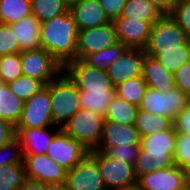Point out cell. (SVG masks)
<instances>
[{
  "label": "cell",
  "mask_w": 190,
  "mask_h": 190,
  "mask_svg": "<svg viewBox=\"0 0 190 190\" xmlns=\"http://www.w3.org/2000/svg\"><path fill=\"white\" fill-rule=\"evenodd\" d=\"M24 107V101L18 98L6 83L0 82V118L16 126Z\"/></svg>",
  "instance_id": "cb8c5ba5"
},
{
  "label": "cell",
  "mask_w": 190,
  "mask_h": 190,
  "mask_svg": "<svg viewBox=\"0 0 190 190\" xmlns=\"http://www.w3.org/2000/svg\"><path fill=\"white\" fill-rule=\"evenodd\" d=\"M31 14V0H0V23H15Z\"/></svg>",
  "instance_id": "f546056e"
},
{
  "label": "cell",
  "mask_w": 190,
  "mask_h": 190,
  "mask_svg": "<svg viewBox=\"0 0 190 190\" xmlns=\"http://www.w3.org/2000/svg\"><path fill=\"white\" fill-rule=\"evenodd\" d=\"M140 144H130L123 146L110 147L106 153L116 159H121L122 162L128 163L134 166V163L138 157Z\"/></svg>",
  "instance_id": "ab89813d"
},
{
  "label": "cell",
  "mask_w": 190,
  "mask_h": 190,
  "mask_svg": "<svg viewBox=\"0 0 190 190\" xmlns=\"http://www.w3.org/2000/svg\"><path fill=\"white\" fill-rule=\"evenodd\" d=\"M122 16L145 20L154 24L163 14L149 0H127Z\"/></svg>",
  "instance_id": "f1b7e54d"
},
{
  "label": "cell",
  "mask_w": 190,
  "mask_h": 190,
  "mask_svg": "<svg viewBox=\"0 0 190 190\" xmlns=\"http://www.w3.org/2000/svg\"><path fill=\"white\" fill-rule=\"evenodd\" d=\"M45 87L50 94L54 125L62 128L81 108L79 91L64 71Z\"/></svg>",
  "instance_id": "3957f363"
},
{
  "label": "cell",
  "mask_w": 190,
  "mask_h": 190,
  "mask_svg": "<svg viewBox=\"0 0 190 190\" xmlns=\"http://www.w3.org/2000/svg\"><path fill=\"white\" fill-rule=\"evenodd\" d=\"M176 134L173 125L168 130L141 137L138 157L134 163L137 179L143 174L174 165Z\"/></svg>",
  "instance_id": "7a4b0ae2"
},
{
  "label": "cell",
  "mask_w": 190,
  "mask_h": 190,
  "mask_svg": "<svg viewBox=\"0 0 190 190\" xmlns=\"http://www.w3.org/2000/svg\"><path fill=\"white\" fill-rule=\"evenodd\" d=\"M16 136L15 126L0 118V148Z\"/></svg>",
  "instance_id": "ee69618b"
},
{
  "label": "cell",
  "mask_w": 190,
  "mask_h": 190,
  "mask_svg": "<svg viewBox=\"0 0 190 190\" xmlns=\"http://www.w3.org/2000/svg\"><path fill=\"white\" fill-rule=\"evenodd\" d=\"M7 85L9 89L23 101L28 100L45 87L41 81L24 75L8 82Z\"/></svg>",
  "instance_id": "836d02e7"
},
{
  "label": "cell",
  "mask_w": 190,
  "mask_h": 190,
  "mask_svg": "<svg viewBox=\"0 0 190 190\" xmlns=\"http://www.w3.org/2000/svg\"><path fill=\"white\" fill-rule=\"evenodd\" d=\"M114 22L78 31L76 59H84L87 55L99 52L117 42Z\"/></svg>",
  "instance_id": "4fadbf2b"
},
{
  "label": "cell",
  "mask_w": 190,
  "mask_h": 190,
  "mask_svg": "<svg viewBox=\"0 0 190 190\" xmlns=\"http://www.w3.org/2000/svg\"><path fill=\"white\" fill-rule=\"evenodd\" d=\"M110 21H114L122 15L127 0H98Z\"/></svg>",
  "instance_id": "b9f144b4"
},
{
  "label": "cell",
  "mask_w": 190,
  "mask_h": 190,
  "mask_svg": "<svg viewBox=\"0 0 190 190\" xmlns=\"http://www.w3.org/2000/svg\"><path fill=\"white\" fill-rule=\"evenodd\" d=\"M189 103L190 98L177 87L163 93L147 87L138 108L156 115L167 116L174 121L179 112Z\"/></svg>",
  "instance_id": "52a82bcc"
},
{
  "label": "cell",
  "mask_w": 190,
  "mask_h": 190,
  "mask_svg": "<svg viewBox=\"0 0 190 190\" xmlns=\"http://www.w3.org/2000/svg\"><path fill=\"white\" fill-rule=\"evenodd\" d=\"M128 47L122 42L117 41L115 44L99 52L87 55L83 61L90 66L96 67L101 71L107 72L110 65L118 60Z\"/></svg>",
  "instance_id": "484cf974"
},
{
  "label": "cell",
  "mask_w": 190,
  "mask_h": 190,
  "mask_svg": "<svg viewBox=\"0 0 190 190\" xmlns=\"http://www.w3.org/2000/svg\"><path fill=\"white\" fill-rule=\"evenodd\" d=\"M69 12L78 31L111 22L98 0H75L70 2Z\"/></svg>",
  "instance_id": "ac0fdd59"
},
{
  "label": "cell",
  "mask_w": 190,
  "mask_h": 190,
  "mask_svg": "<svg viewBox=\"0 0 190 190\" xmlns=\"http://www.w3.org/2000/svg\"><path fill=\"white\" fill-rule=\"evenodd\" d=\"M9 25L17 38L21 52L41 48V23L34 15L31 14Z\"/></svg>",
  "instance_id": "7402d4cb"
},
{
  "label": "cell",
  "mask_w": 190,
  "mask_h": 190,
  "mask_svg": "<svg viewBox=\"0 0 190 190\" xmlns=\"http://www.w3.org/2000/svg\"><path fill=\"white\" fill-rule=\"evenodd\" d=\"M89 150L79 141L71 138L62 128L50 142L46 155L67 171L77 165Z\"/></svg>",
  "instance_id": "8fae6325"
},
{
  "label": "cell",
  "mask_w": 190,
  "mask_h": 190,
  "mask_svg": "<svg viewBox=\"0 0 190 190\" xmlns=\"http://www.w3.org/2000/svg\"><path fill=\"white\" fill-rule=\"evenodd\" d=\"M186 182V171L173 165L141 175L137 179V188L138 190H174Z\"/></svg>",
  "instance_id": "e0dca14e"
},
{
  "label": "cell",
  "mask_w": 190,
  "mask_h": 190,
  "mask_svg": "<svg viewBox=\"0 0 190 190\" xmlns=\"http://www.w3.org/2000/svg\"><path fill=\"white\" fill-rule=\"evenodd\" d=\"M25 179L23 161L0 167V190H19Z\"/></svg>",
  "instance_id": "1f68e13d"
},
{
  "label": "cell",
  "mask_w": 190,
  "mask_h": 190,
  "mask_svg": "<svg viewBox=\"0 0 190 190\" xmlns=\"http://www.w3.org/2000/svg\"><path fill=\"white\" fill-rule=\"evenodd\" d=\"M105 117L88 109L80 108L62 127L73 139L89 151L99 147Z\"/></svg>",
  "instance_id": "277c9868"
},
{
  "label": "cell",
  "mask_w": 190,
  "mask_h": 190,
  "mask_svg": "<svg viewBox=\"0 0 190 190\" xmlns=\"http://www.w3.org/2000/svg\"><path fill=\"white\" fill-rule=\"evenodd\" d=\"M134 125L140 137H146L170 129L173 126V120L167 116L156 115L138 108Z\"/></svg>",
  "instance_id": "603a6c76"
},
{
  "label": "cell",
  "mask_w": 190,
  "mask_h": 190,
  "mask_svg": "<svg viewBox=\"0 0 190 190\" xmlns=\"http://www.w3.org/2000/svg\"><path fill=\"white\" fill-rule=\"evenodd\" d=\"M163 15H169L178 0H149Z\"/></svg>",
  "instance_id": "f6af8a7d"
},
{
  "label": "cell",
  "mask_w": 190,
  "mask_h": 190,
  "mask_svg": "<svg viewBox=\"0 0 190 190\" xmlns=\"http://www.w3.org/2000/svg\"><path fill=\"white\" fill-rule=\"evenodd\" d=\"M115 95L116 91H79L80 107L105 117L108 105Z\"/></svg>",
  "instance_id": "4316f807"
},
{
  "label": "cell",
  "mask_w": 190,
  "mask_h": 190,
  "mask_svg": "<svg viewBox=\"0 0 190 190\" xmlns=\"http://www.w3.org/2000/svg\"><path fill=\"white\" fill-rule=\"evenodd\" d=\"M190 41L182 46V50L162 51V55H149L155 57L161 65L170 73L175 72L188 62Z\"/></svg>",
  "instance_id": "d6a6232c"
},
{
  "label": "cell",
  "mask_w": 190,
  "mask_h": 190,
  "mask_svg": "<svg viewBox=\"0 0 190 190\" xmlns=\"http://www.w3.org/2000/svg\"><path fill=\"white\" fill-rule=\"evenodd\" d=\"M67 0H31V13L40 23L69 11Z\"/></svg>",
  "instance_id": "83f0119b"
},
{
  "label": "cell",
  "mask_w": 190,
  "mask_h": 190,
  "mask_svg": "<svg viewBox=\"0 0 190 190\" xmlns=\"http://www.w3.org/2000/svg\"><path fill=\"white\" fill-rule=\"evenodd\" d=\"M97 162L99 172L107 190H126L137 187V178L134 166L110 157L106 152L99 150L89 151Z\"/></svg>",
  "instance_id": "8992f818"
},
{
  "label": "cell",
  "mask_w": 190,
  "mask_h": 190,
  "mask_svg": "<svg viewBox=\"0 0 190 190\" xmlns=\"http://www.w3.org/2000/svg\"><path fill=\"white\" fill-rule=\"evenodd\" d=\"M20 57L22 74L41 81L45 86L64 71L63 65L43 48L22 51Z\"/></svg>",
  "instance_id": "ba28073f"
},
{
  "label": "cell",
  "mask_w": 190,
  "mask_h": 190,
  "mask_svg": "<svg viewBox=\"0 0 190 190\" xmlns=\"http://www.w3.org/2000/svg\"><path fill=\"white\" fill-rule=\"evenodd\" d=\"M142 76L148 87L162 93L175 87L174 74L167 71L155 57L148 54L144 56Z\"/></svg>",
  "instance_id": "44dd1931"
},
{
  "label": "cell",
  "mask_w": 190,
  "mask_h": 190,
  "mask_svg": "<svg viewBox=\"0 0 190 190\" xmlns=\"http://www.w3.org/2000/svg\"><path fill=\"white\" fill-rule=\"evenodd\" d=\"M22 75L20 53L0 56L1 83L7 84L8 82L15 80Z\"/></svg>",
  "instance_id": "e575fe53"
},
{
  "label": "cell",
  "mask_w": 190,
  "mask_h": 190,
  "mask_svg": "<svg viewBox=\"0 0 190 190\" xmlns=\"http://www.w3.org/2000/svg\"><path fill=\"white\" fill-rule=\"evenodd\" d=\"M25 176L45 184L64 183L67 170L46 154H23Z\"/></svg>",
  "instance_id": "7c38bea8"
},
{
  "label": "cell",
  "mask_w": 190,
  "mask_h": 190,
  "mask_svg": "<svg viewBox=\"0 0 190 190\" xmlns=\"http://www.w3.org/2000/svg\"><path fill=\"white\" fill-rule=\"evenodd\" d=\"M138 107L119 98L117 95L108 105L105 120L118 122L119 124L134 125Z\"/></svg>",
  "instance_id": "d4e9b609"
},
{
  "label": "cell",
  "mask_w": 190,
  "mask_h": 190,
  "mask_svg": "<svg viewBox=\"0 0 190 190\" xmlns=\"http://www.w3.org/2000/svg\"><path fill=\"white\" fill-rule=\"evenodd\" d=\"M126 190H138V188L135 187V188H132V189H126Z\"/></svg>",
  "instance_id": "816d5d0a"
},
{
  "label": "cell",
  "mask_w": 190,
  "mask_h": 190,
  "mask_svg": "<svg viewBox=\"0 0 190 190\" xmlns=\"http://www.w3.org/2000/svg\"><path fill=\"white\" fill-rule=\"evenodd\" d=\"M173 125L177 133L190 134V103L179 112Z\"/></svg>",
  "instance_id": "7bdbcfd3"
},
{
  "label": "cell",
  "mask_w": 190,
  "mask_h": 190,
  "mask_svg": "<svg viewBox=\"0 0 190 190\" xmlns=\"http://www.w3.org/2000/svg\"><path fill=\"white\" fill-rule=\"evenodd\" d=\"M169 15L190 39V0H178Z\"/></svg>",
  "instance_id": "74e56055"
},
{
  "label": "cell",
  "mask_w": 190,
  "mask_h": 190,
  "mask_svg": "<svg viewBox=\"0 0 190 190\" xmlns=\"http://www.w3.org/2000/svg\"><path fill=\"white\" fill-rule=\"evenodd\" d=\"M147 84L143 76H138L120 83L115 87L116 95L126 102L139 107L143 96L145 95Z\"/></svg>",
  "instance_id": "4dcf8cb0"
},
{
  "label": "cell",
  "mask_w": 190,
  "mask_h": 190,
  "mask_svg": "<svg viewBox=\"0 0 190 190\" xmlns=\"http://www.w3.org/2000/svg\"><path fill=\"white\" fill-rule=\"evenodd\" d=\"M61 128L49 126L43 128H15L22 154H46L47 148L55 134Z\"/></svg>",
  "instance_id": "ffe728a7"
},
{
  "label": "cell",
  "mask_w": 190,
  "mask_h": 190,
  "mask_svg": "<svg viewBox=\"0 0 190 190\" xmlns=\"http://www.w3.org/2000/svg\"><path fill=\"white\" fill-rule=\"evenodd\" d=\"M175 87L190 98V64L186 62L174 74Z\"/></svg>",
  "instance_id": "60d3db41"
},
{
  "label": "cell",
  "mask_w": 190,
  "mask_h": 190,
  "mask_svg": "<svg viewBox=\"0 0 190 190\" xmlns=\"http://www.w3.org/2000/svg\"><path fill=\"white\" fill-rule=\"evenodd\" d=\"M188 63L190 64V48H189V55H188Z\"/></svg>",
  "instance_id": "f907efd6"
},
{
  "label": "cell",
  "mask_w": 190,
  "mask_h": 190,
  "mask_svg": "<svg viewBox=\"0 0 190 190\" xmlns=\"http://www.w3.org/2000/svg\"><path fill=\"white\" fill-rule=\"evenodd\" d=\"M140 141L141 137L135 125L105 120L101 141L96 150L106 152L110 147L140 144Z\"/></svg>",
  "instance_id": "d6986e66"
},
{
  "label": "cell",
  "mask_w": 190,
  "mask_h": 190,
  "mask_svg": "<svg viewBox=\"0 0 190 190\" xmlns=\"http://www.w3.org/2000/svg\"><path fill=\"white\" fill-rule=\"evenodd\" d=\"M187 182L190 184V169L186 172Z\"/></svg>",
  "instance_id": "681fc988"
},
{
  "label": "cell",
  "mask_w": 190,
  "mask_h": 190,
  "mask_svg": "<svg viewBox=\"0 0 190 190\" xmlns=\"http://www.w3.org/2000/svg\"><path fill=\"white\" fill-rule=\"evenodd\" d=\"M64 72L75 83L78 91H116L107 72L75 59L64 66Z\"/></svg>",
  "instance_id": "9c48e42d"
},
{
  "label": "cell",
  "mask_w": 190,
  "mask_h": 190,
  "mask_svg": "<svg viewBox=\"0 0 190 190\" xmlns=\"http://www.w3.org/2000/svg\"><path fill=\"white\" fill-rule=\"evenodd\" d=\"M113 22L119 42H122L128 48L144 50L151 33L152 23L122 15Z\"/></svg>",
  "instance_id": "9a60e30c"
},
{
  "label": "cell",
  "mask_w": 190,
  "mask_h": 190,
  "mask_svg": "<svg viewBox=\"0 0 190 190\" xmlns=\"http://www.w3.org/2000/svg\"><path fill=\"white\" fill-rule=\"evenodd\" d=\"M40 42L63 67L76 59L78 29L69 11L41 23Z\"/></svg>",
  "instance_id": "6da1fadb"
},
{
  "label": "cell",
  "mask_w": 190,
  "mask_h": 190,
  "mask_svg": "<svg viewBox=\"0 0 190 190\" xmlns=\"http://www.w3.org/2000/svg\"><path fill=\"white\" fill-rule=\"evenodd\" d=\"M55 126L49 90L44 87L24 101L21 117L15 128H43Z\"/></svg>",
  "instance_id": "30bf717a"
},
{
  "label": "cell",
  "mask_w": 190,
  "mask_h": 190,
  "mask_svg": "<svg viewBox=\"0 0 190 190\" xmlns=\"http://www.w3.org/2000/svg\"><path fill=\"white\" fill-rule=\"evenodd\" d=\"M45 183L26 178L19 190H44Z\"/></svg>",
  "instance_id": "bcb514c9"
},
{
  "label": "cell",
  "mask_w": 190,
  "mask_h": 190,
  "mask_svg": "<svg viewBox=\"0 0 190 190\" xmlns=\"http://www.w3.org/2000/svg\"><path fill=\"white\" fill-rule=\"evenodd\" d=\"M65 183L68 190H107L97 162L90 154L67 171Z\"/></svg>",
  "instance_id": "5bb4252c"
},
{
  "label": "cell",
  "mask_w": 190,
  "mask_h": 190,
  "mask_svg": "<svg viewBox=\"0 0 190 190\" xmlns=\"http://www.w3.org/2000/svg\"><path fill=\"white\" fill-rule=\"evenodd\" d=\"M22 159L21 144L16 136L0 148V167L20 163Z\"/></svg>",
  "instance_id": "8d00e7d4"
},
{
  "label": "cell",
  "mask_w": 190,
  "mask_h": 190,
  "mask_svg": "<svg viewBox=\"0 0 190 190\" xmlns=\"http://www.w3.org/2000/svg\"><path fill=\"white\" fill-rule=\"evenodd\" d=\"M145 51L138 48H127L122 56L107 70L114 87L129 79L142 75Z\"/></svg>",
  "instance_id": "2e32d148"
},
{
  "label": "cell",
  "mask_w": 190,
  "mask_h": 190,
  "mask_svg": "<svg viewBox=\"0 0 190 190\" xmlns=\"http://www.w3.org/2000/svg\"><path fill=\"white\" fill-rule=\"evenodd\" d=\"M189 41L184 30L171 16L163 15L153 24L144 51L148 55H162V51L182 50V46Z\"/></svg>",
  "instance_id": "5b68a950"
},
{
  "label": "cell",
  "mask_w": 190,
  "mask_h": 190,
  "mask_svg": "<svg viewBox=\"0 0 190 190\" xmlns=\"http://www.w3.org/2000/svg\"><path fill=\"white\" fill-rule=\"evenodd\" d=\"M174 190H190V184L188 182H186L180 188H177Z\"/></svg>",
  "instance_id": "c3c4849f"
},
{
  "label": "cell",
  "mask_w": 190,
  "mask_h": 190,
  "mask_svg": "<svg viewBox=\"0 0 190 190\" xmlns=\"http://www.w3.org/2000/svg\"><path fill=\"white\" fill-rule=\"evenodd\" d=\"M17 38L9 24L0 23V56L20 53Z\"/></svg>",
  "instance_id": "f35d334b"
},
{
  "label": "cell",
  "mask_w": 190,
  "mask_h": 190,
  "mask_svg": "<svg viewBox=\"0 0 190 190\" xmlns=\"http://www.w3.org/2000/svg\"><path fill=\"white\" fill-rule=\"evenodd\" d=\"M174 165L184 171L190 169V134L177 133L174 153Z\"/></svg>",
  "instance_id": "d590c367"
},
{
  "label": "cell",
  "mask_w": 190,
  "mask_h": 190,
  "mask_svg": "<svg viewBox=\"0 0 190 190\" xmlns=\"http://www.w3.org/2000/svg\"><path fill=\"white\" fill-rule=\"evenodd\" d=\"M44 190H68L66 183L45 184Z\"/></svg>",
  "instance_id": "7dc6e473"
}]
</instances>
